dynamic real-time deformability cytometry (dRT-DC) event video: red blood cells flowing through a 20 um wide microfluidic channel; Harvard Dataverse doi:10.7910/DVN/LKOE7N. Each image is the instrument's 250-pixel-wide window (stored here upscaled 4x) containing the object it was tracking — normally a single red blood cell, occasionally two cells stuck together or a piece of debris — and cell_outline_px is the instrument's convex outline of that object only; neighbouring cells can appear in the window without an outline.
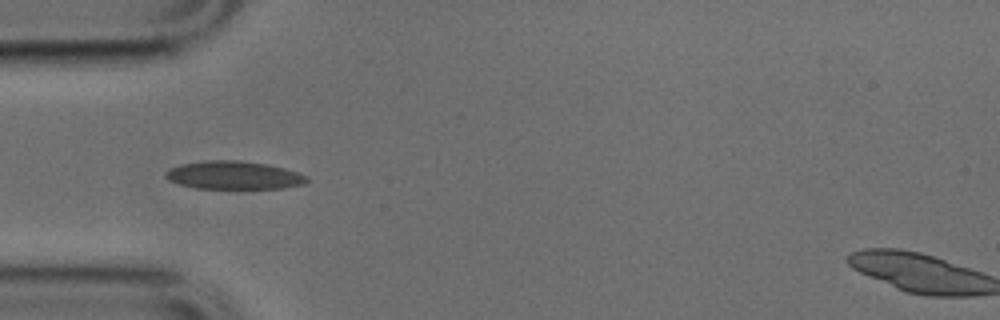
{"species": "common noctule bat (a hibernating species)", "species_latin": "Nyctalus noctula", "temperature_condition": "cold", "stored_images_in_passage": 28, "camera_frame_rate_fps": 3000, "um_per_image_px": 0.085, "animal": {"sex": "male", "body_mass_g": 17.9, "forearm_length_mm": 54.2}, "frame": {"image": 1, "passage_image": 1, "time_ms": 0.0, "image_size_px": [1000, 320], "cell_outline_px": [[308, 180], [304, 184], [284, 188], [196, 188], [180, 184], [168, 180], [164, 176], [164, 172], [180, 164], [204, 160], [236, 160], [268, 164], [284, 168], [308, 176]], "centroid_in_image_um": [19.86, 14.89], "position_along_channel_um": 65.1, "area_um2": 23.12}}
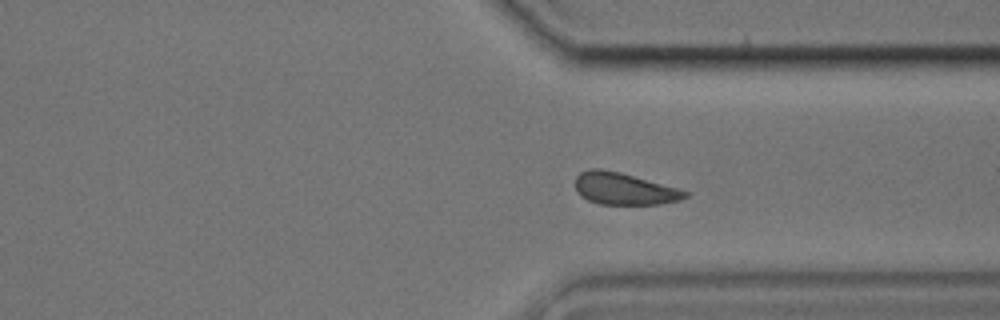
{"frame": {"image": 2, "passage_image": 20, "time_ms": 6.333, "image_size_px": [1000, 320], "cell_outline_px": [[688, 196], [680, 200], [660, 204], [600, 204], [588, 200], [580, 196], [576, 192], [576, 176], [580, 172], [588, 168], [600, 168], [620, 172], [676, 188], [688, 192]], "centroid_in_image_um": [52.99, 16.04], "position_along_channel_um": 358.4, "area_um2": 20.35}}